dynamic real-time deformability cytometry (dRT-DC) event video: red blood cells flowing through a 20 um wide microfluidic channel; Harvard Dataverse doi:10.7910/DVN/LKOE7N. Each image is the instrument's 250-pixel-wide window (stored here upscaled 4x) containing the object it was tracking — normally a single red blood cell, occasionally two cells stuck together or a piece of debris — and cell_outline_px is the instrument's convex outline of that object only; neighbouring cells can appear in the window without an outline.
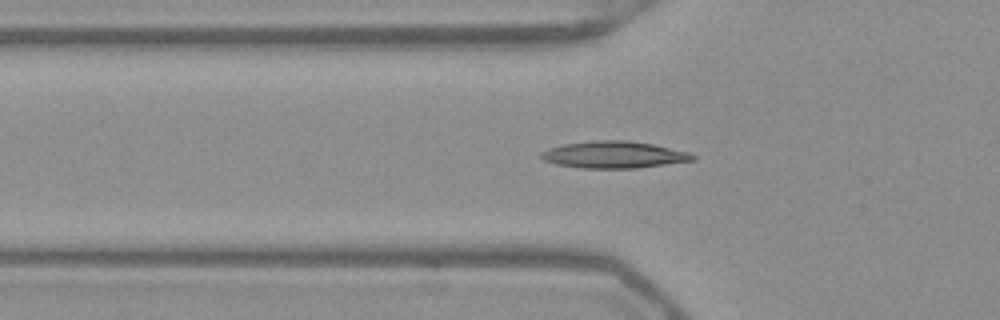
{"species": "Egyptian fruit bat (a non-hibernating species)", "species_latin": "Rousettus aegyptiacus", "temperature_condition": "warm", "stored_images_in_passage": 53, "camera_frame_rate_fps": 3000, "um_per_image_px": 0.085, "frame": {"image": 1, "passage_image": 18, "time_ms": 5.667, "image_size_px": [1000, 320], "cell_outline_px": [[696, 160], [636, 168], [580, 168], [556, 164], [544, 160], [540, 156], [540, 152], [548, 148], [564, 144], [596, 140], [624, 140], [652, 144], [688, 152], [696, 156]], "centroid_in_image_um": [52.16, 13.15], "position_along_channel_um": 73.6, "area_um2": 23.64}}
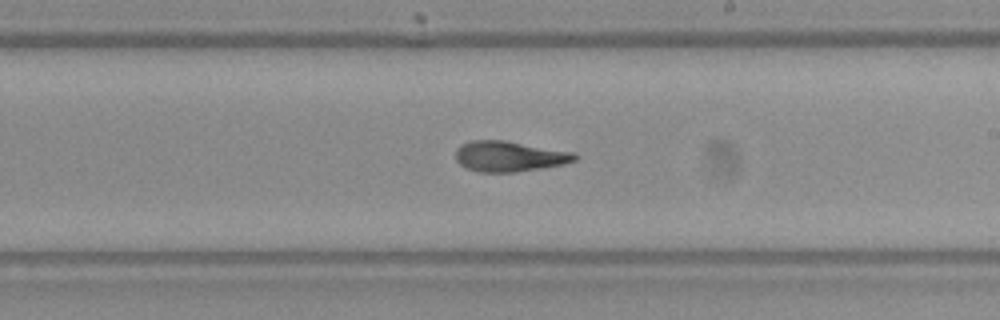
{"frame": {"image": 2, "passage_image": 31, "time_ms": 10.0, "image_size_px": [1000, 320], "cell_outline_px": [[580, 156], [576, 160], [564, 164], [540, 168], [512, 172], [476, 172], [464, 168], [456, 160], [456, 148], [460, 144], [472, 140], [504, 140], [576, 152]], "centroid_in_image_um": [43.29, 13.28], "position_along_channel_um": 245.7, "area_um2": 21.44}}
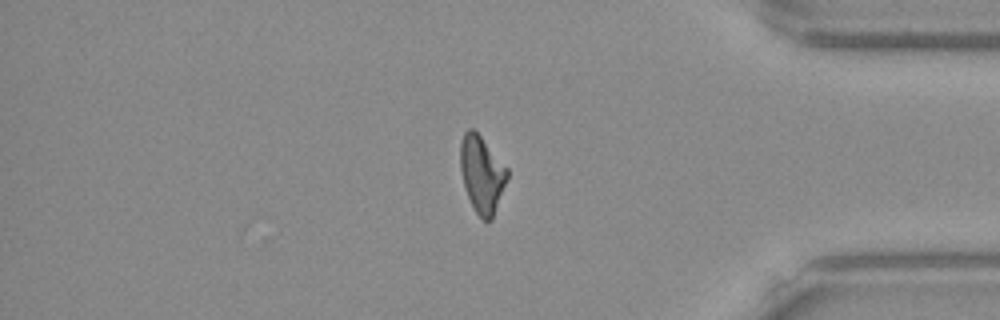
{"frame": {"image": 3, "passage_image": 44, "time_ms": 14.333, "image_size_px": [1000, 320], "cell_outline_px": [[508, 176], [492, 220], [484, 220], [476, 212], [468, 196], [464, 184], [460, 168], [460, 144], [464, 132], [468, 128], [472, 128], [480, 136], [508, 168]], "centroid_in_image_um": [40.95, 14.79], "position_along_channel_um": 394.2, "area_um2": 20.63}, "authors_computed_cell_mechanics": {"area_um2": 21.2704, "velocity_mm_per_s": 3.9557, "shape_relaxation_time_tau1_ms": null, "shape_relaxation_time_tau2_ms": 2.2402, "deformation_change_tau1": null, "deformation_change_tau2": 0.0965}}